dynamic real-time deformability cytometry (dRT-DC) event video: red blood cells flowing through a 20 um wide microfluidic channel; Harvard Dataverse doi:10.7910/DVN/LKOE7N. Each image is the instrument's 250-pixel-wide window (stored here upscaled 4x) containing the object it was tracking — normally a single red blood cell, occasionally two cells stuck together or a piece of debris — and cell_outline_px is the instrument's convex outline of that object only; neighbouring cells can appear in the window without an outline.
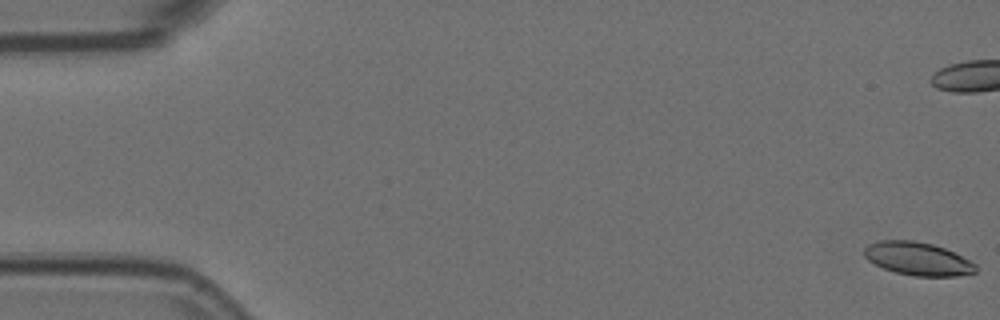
{"species": "Egyptian fruit bat (a non-hibernating species)", "species_latin": "Rousettus aegyptiacus", "temperature_condition": "room temperature", "stored_images_in_passage": 58, "camera_frame_rate_fps": 3000, "um_per_image_px": 0.085, "animal": {"sex": "female"}, "frame": {"image": 1, "passage_image": 1, "time_ms": 0.0, "image_size_px": [1000, 320], "cell_outline_px": [[976, 272], [956, 276], [916, 276], [896, 272], [884, 268], [868, 260], [864, 256], [864, 248], [868, 244], [880, 240], [912, 240], [932, 244], [944, 248], [976, 264]], "centroid_in_image_um": [77.98, 21.99], "position_along_channel_um": 7.0, "area_um2": 21.27}}
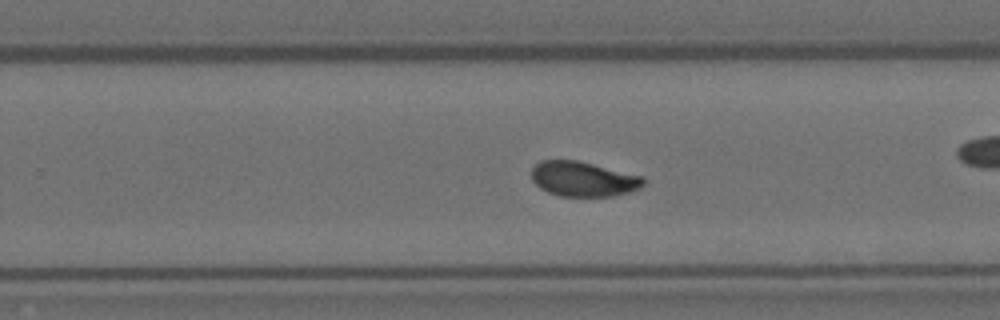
{"frame": {"image": 2, "passage_image": 36, "time_ms": 11.667, "image_size_px": [1000, 320], "cell_outline_px": [[644, 184], [640, 188], [632, 192], [612, 196], [560, 196], [548, 192], [540, 188], [532, 180], [532, 168], [540, 160], [576, 160], [644, 176]], "centroid_in_image_um": [49.59, 15.22], "position_along_channel_um": 280.2, "area_um2": 22.83}}
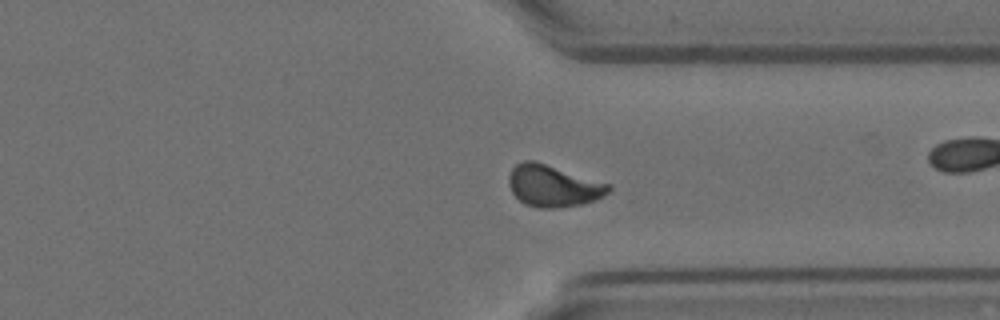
{"frame": {"image": 3, "passage_image": 43, "time_ms": 14.0, "image_size_px": [1000, 320], "cell_outline_px": [[612, 188], [604, 196], [596, 200], [580, 204], [552, 208], [536, 208], [524, 204], [512, 192], [508, 184], [508, 176], [512, 168], [516, 164], [524, 160], [536, 160], [612, 184]], "centroid_in_image_um": [47.03, 15.78], "position_along_channel_um": 364.4, "area_um2": 24.62}, "authors_computed_cell_mechanics": {"area_um2": 22.8888, "velocity_mm_per_s": 3.6095, "shape_relaxation_time_tau1_ms": 5.9, "shape_relaxation_time_tau2_ms": 1.8817, "deformation_change_tau1": 0.1587, "deformation_change_tau2": 0.0666}}